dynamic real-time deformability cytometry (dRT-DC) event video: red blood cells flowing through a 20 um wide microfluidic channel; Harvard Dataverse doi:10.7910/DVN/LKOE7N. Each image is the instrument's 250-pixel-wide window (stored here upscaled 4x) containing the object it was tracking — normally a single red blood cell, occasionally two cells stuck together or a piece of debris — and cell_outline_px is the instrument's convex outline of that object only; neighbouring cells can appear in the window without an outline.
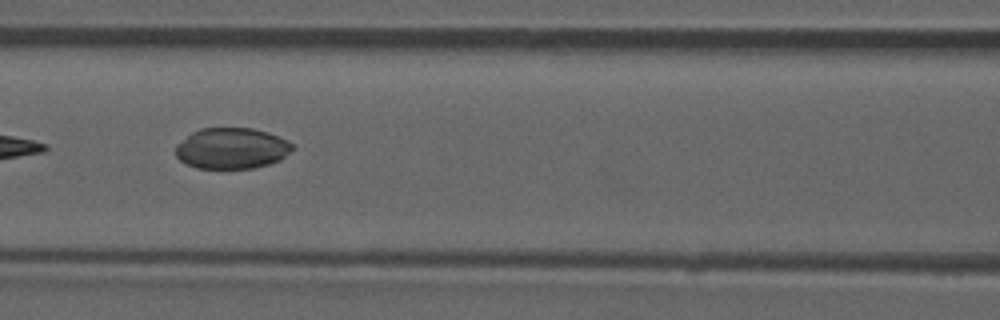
{"species": "common noctule bat (a hibernating species)", "species_latin": "Nyctalus noctula", "temperature_condition": "room temperature", "stored_images_in_passage": 9, "camera_frame_rate_fps": 3000, "um_per_image_px": 0.085, "animal": {"sex": "male", "forearm_length_mm": 52.5}, "frame": {"image": 1, "passage_image": 7, "time_ms": 7.0, "image_size_px": [1000, 320], "cell_outline_px": [[296, 148], [280, 160], [256, 168], [196, 168], [184, 164], [176, 156], [176, 144], [192, 132], [200, 128], [252, 128], [268, 132], [288, 140]], "centroid_in_image_um": [19.7, 12.61], "position_along_channel_um": 146.9, "area_um2": 28.15}}